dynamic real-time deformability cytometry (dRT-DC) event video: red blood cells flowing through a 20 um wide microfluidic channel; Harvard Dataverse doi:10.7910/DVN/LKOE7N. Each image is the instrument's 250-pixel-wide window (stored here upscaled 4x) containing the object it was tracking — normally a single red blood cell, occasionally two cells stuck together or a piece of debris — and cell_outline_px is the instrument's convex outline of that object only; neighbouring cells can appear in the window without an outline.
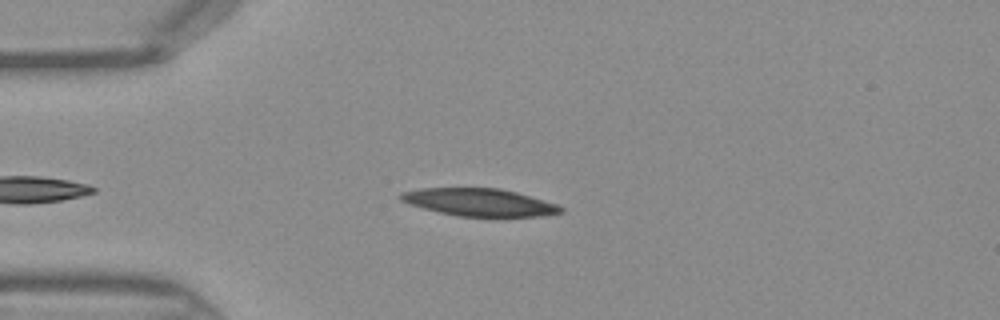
{"species": "Egyptian fruit bat (a non-hibernating species)", "species_latin": "Rousettus aegyptiacus", "temperature_condition": "warm", "stored_images_in_passage": 37, "camera_frame_rate_fps": 3000, "um_per_image_px": 0.085, "frame": {"image": 1, "passage_image": 6, "time_ms": 1.667, "image_size_px": [1000, 320], "cell_outline_px": [[564, 212], [540, 216], [460, 216], [440, 212], [408, 204], [400, 200], [400, 192], [424, 188], [500, 188], [516, 192], [556, 204], [564, 208]], "centroid_in_image_um": [40.74, 17.19], "position_along_channel_um": 44.3, "area_um2": 25.37}}
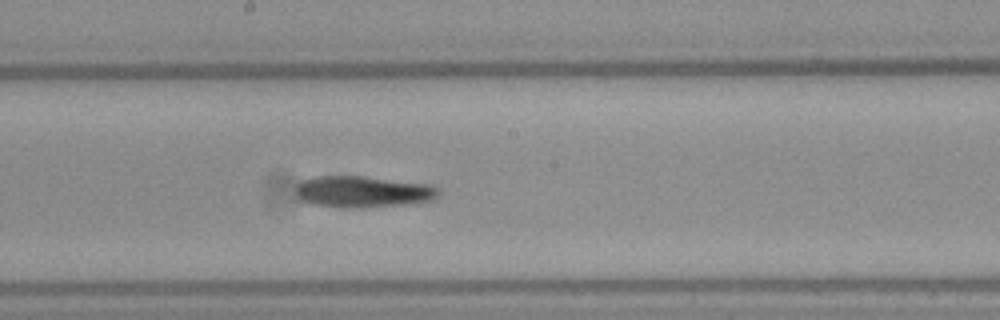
{"frame": {"image": 2, "passage_image": 19, "time_ms": 6.0, "image_size_px": [1000, 320], "cell_outline_px": [[440, 192], [432, 200], [404, 204], [360, 208], [344, 208], [312, 204], [300, 200], [296, 192], [296, 184], [304, 180], [316, 176], [364, 176], [428, 184], [440, 188]], "centroid_in_image_um": [30.82, 16.3], "position_along_channel_um": 217.4, "area_um2": 26.18}}
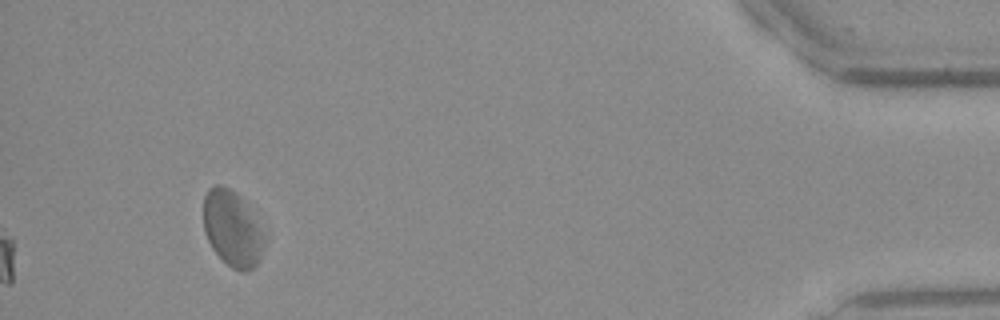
{"frame": {"image": 3, "passage_image": 37, "time_ms": 12.0, "image_size_px": [1000, 320], "cell_outline_px": [[268, 240], [256, 264], [248, 272], [240, 272], [232, 268], [212, 248], [204, 232], [204, 196], [208, 188], [212, 184], [220, 184], [236, 192], [240, 196]], "centroid_in_image_um": [19.74, 19.43], "position_along_channel_um": 415.5, "area_um2": 26.82}}